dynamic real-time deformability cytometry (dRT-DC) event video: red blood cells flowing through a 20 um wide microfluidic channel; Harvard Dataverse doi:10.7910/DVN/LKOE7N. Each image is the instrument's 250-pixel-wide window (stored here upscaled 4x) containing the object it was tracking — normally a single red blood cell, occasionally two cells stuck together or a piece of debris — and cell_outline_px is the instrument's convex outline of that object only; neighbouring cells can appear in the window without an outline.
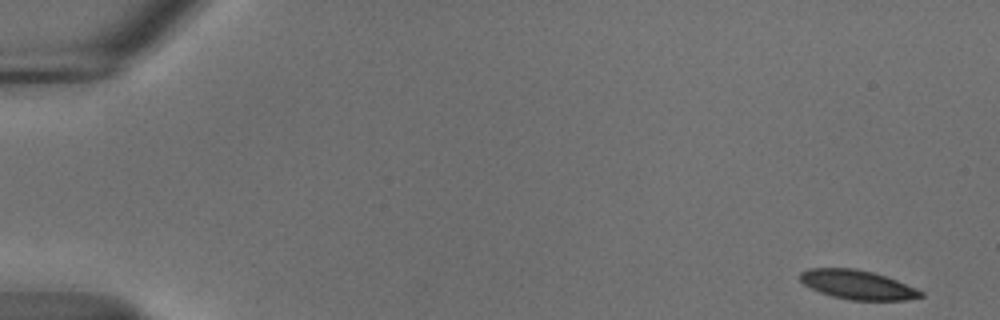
{"species": "common noctule bat (a hibernating species)", "species_latin": "Nyctalus noctula", "temperature_condition": "cold", "stored_images_in_passage": 54, "camera_frame_rate_fps": 3000, "um_per_image_px": 0.085, "animal": {"sex": "male", "body_mass_g": 18.8}, "frame": {"image": 1, "passage_image": 1, "time_ms": 0.0, "image_size_px": [1000, 320], "cell_outline_px": [[924, 296], [904, 300], [852, 300], [832, 296], [820, 292], [804, 284], [800, 280], [800, 272], [808, 268], [856, 268], [872, 272], [896, 280], [916, 288], [924, 292]], "centroid_in_image_um": [72.88, 24.2], "position_along_channel_um": 12.1, "area_um2": 20.35}}
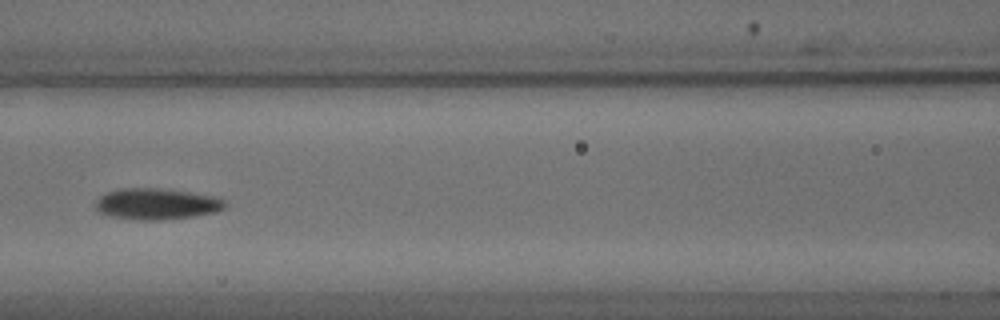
{"frame": {"image": 2, "passage_image": 24, "time_ms": 7.667, "image_size_px": [1000, 320], "cell_outline_px": [[224, 208], [216, 212], [192, 216], [164, 220], [132, 220], [112, 216], [96, 212], [96, 200], [104, 192], [120, 188], [160, 188], [216, 196], [224, 200]], "centroid_in_image_um": [13.26, 17.33], "position_along_channel_um": 153.3, "area_um2": 23.7}}
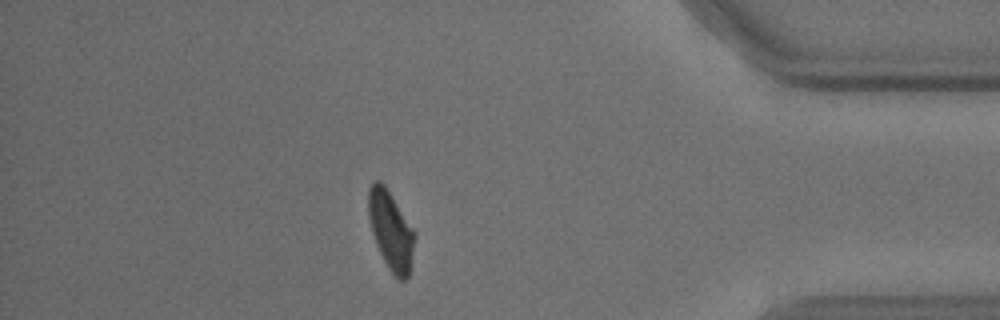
{"frame": {"image": 3, "passage_image": 47, "time_ms": 15.333, "image_size_px": [1000, 320], "cell_outline_px": [[416, 236], [408, 276], [404, 280], [396, 280], [388, 268], [376, 244], [372, 232], [368, 216], [368, 188], [376, 180], [380, 180], [384, 184], [416, 232]], "centroid_in_image_um": [33.22, 19.59], "position_along_channel_um": 402.0, "area_um2": 21.21}, "authors_computed_cell_mechanics": {"area_um2": 21.7906, "velocity_mm_per_s": 3.6763, "shape_relaxation_time_tau1_ms": 3.3427, "shape_relaxation_time_tau2_ms": null, "deformation_change_tau1": 0.1134, "deformation_change_tau2": null}}